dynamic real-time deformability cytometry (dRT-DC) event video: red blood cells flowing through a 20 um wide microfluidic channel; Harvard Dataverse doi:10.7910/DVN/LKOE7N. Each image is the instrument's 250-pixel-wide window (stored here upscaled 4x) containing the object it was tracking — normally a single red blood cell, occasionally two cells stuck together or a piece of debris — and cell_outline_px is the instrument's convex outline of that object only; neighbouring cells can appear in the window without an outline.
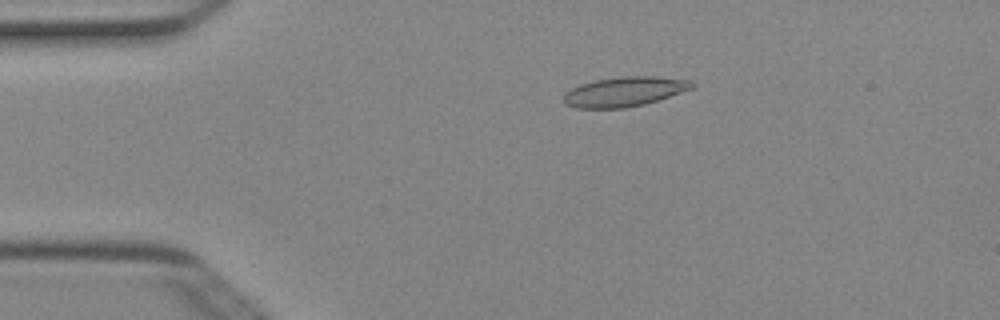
{"species": "Egyptian fruit bat (a non-hibernating species)", "species_latin": "Rousettus aegyptiacus", "temperature_condition": "cold", "stored_images_in_passage": 4, "camera_frame_rate_fps": 3000, "um_per_image_px": 0.085, "animal": {"sex": "female"}, "frame": {"image": 1, "passage_image": 3, "time_ms": 0.667, "image_size_px": [1000, 320], "cell_outline_px": [[696, 84], [692, 88], [644, 104], [624, 108], [576, 108], [564, 104], [564, 92], [580, 84], [596, 80], [620, 76], [656, 76], [692, 80]], "centroid_in_image_um": [53.05, 7.78], "position_along_channel_um": 31.9, "area_um2": 22.14}}